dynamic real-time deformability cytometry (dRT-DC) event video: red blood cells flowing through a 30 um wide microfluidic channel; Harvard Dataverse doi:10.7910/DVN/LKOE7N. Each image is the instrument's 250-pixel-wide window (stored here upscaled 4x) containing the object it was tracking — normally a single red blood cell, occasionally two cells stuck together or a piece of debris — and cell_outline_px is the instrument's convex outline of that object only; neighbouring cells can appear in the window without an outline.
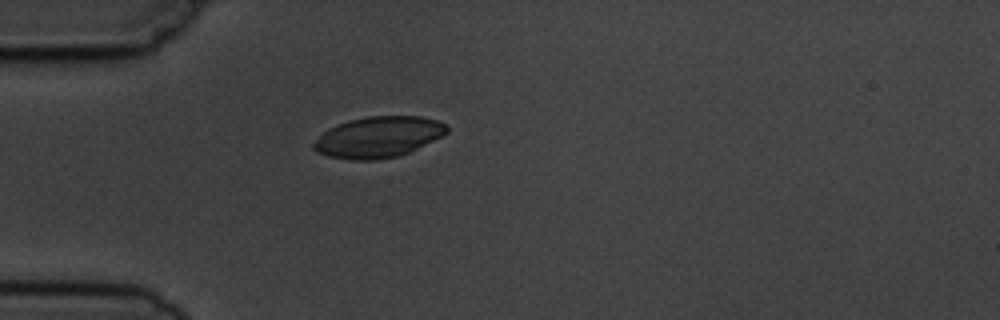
{"species": "common noctule bat (a hibernating species)", "species_latin": "Nyctalus noctula", "temperature_condition": "cold", "stored_images_in_passage": 1, "camera_frame_rate_fps": 3000, "um_per_image_px": 0.085, "animal": {"sex": "male", "body_mass_g": 19.5, "forearm_length_mm": 54.6}, "frame": {"image": 1, "passage_image": 1, "time_ms": 0.0, "image_size_px": [1000, 320], "cell_outline_px": [[448, 132], [400, 156], [376, 160], [348, 160], [328, 156], [316, 152], [312, 148], [312, 144], [328, 128], [348, 120], [368, 116], [420, 116], [436, 120], [448, 124]], "centroid_in_image_um": [32.13, 11.65], "position_along_channel_um": 52.9, "area_um2": 31.73}}